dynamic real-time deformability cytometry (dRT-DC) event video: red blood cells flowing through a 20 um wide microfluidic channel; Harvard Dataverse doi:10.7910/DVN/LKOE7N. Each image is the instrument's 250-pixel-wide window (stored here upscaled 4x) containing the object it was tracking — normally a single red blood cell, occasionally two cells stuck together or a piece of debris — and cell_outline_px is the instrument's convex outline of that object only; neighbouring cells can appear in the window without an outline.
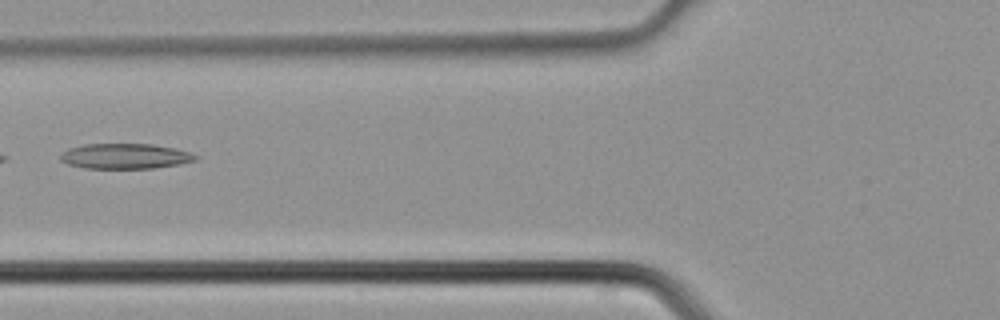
{"species": "common noctule bat (a hibernating species)", "species_latin": "Nyctalus noctula", "temperature_condition": "cold", "stored_images_in_passage": 5, "segment_of_instrument_passage": [1, 2], "camera_frame_rate_fps": 3000, "um_per_image_px": 0.085, "animal": {"sex": "male", "body_mass_g": 21.5, "forearm_length_mm": 52.0}, "frame": {"image": 1, "passage_image": 4, "time_ms": 1.0, "image_size_px": [1000, 320], "cell_outline_px": [[200, 156], [196, 160], [180, 164], [152, 168], [84, 168], [68, 164], [60, 160], [60, 152], [68, 148], [84, 144], [152, 144], [176, 148]], "centroid_in_image_um": [10.62, 13.27], "position_along_channel_um": 115.2, "area_um2": 20.0}}